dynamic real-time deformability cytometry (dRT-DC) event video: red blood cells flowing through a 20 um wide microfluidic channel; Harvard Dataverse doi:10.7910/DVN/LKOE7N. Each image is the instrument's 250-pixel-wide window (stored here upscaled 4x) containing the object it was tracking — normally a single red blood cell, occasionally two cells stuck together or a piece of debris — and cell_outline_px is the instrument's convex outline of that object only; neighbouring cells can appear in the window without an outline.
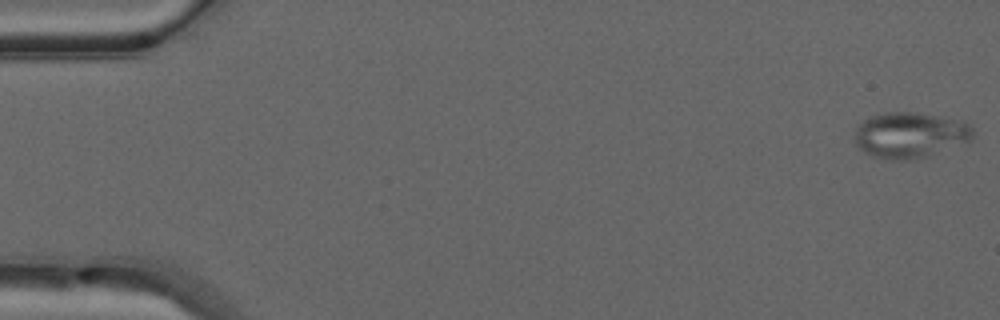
{"species": "common noctule bat (a hibernating species)", "species_latin": "Nyctalus noctula", "temperature_condition": "warm", "stored_images_in_passage": 50, "camera_frame_rate_fps": 3000, "um_per_image_px": 0.085, "animal": {"sex": "male", "forearm_length_mm": 52.5}, "frame": {"image": 1, "passage_image": 1, "time_ms": 0.0, "image_size_px": [1000, 320], "cell_outline_px": [[972, 140], [968, 144], [916, 160], [888, 160], [872, 156], [856, 148], [852, 140], [856, 128], [868, 116], [884, 112], [916, 112], [944, 116], [964, 120], [972, 124]], "centroid_in_image_um": [77.38, 11.49], "position_along_channel_um": 7.6, "area_um2": 32.89}}
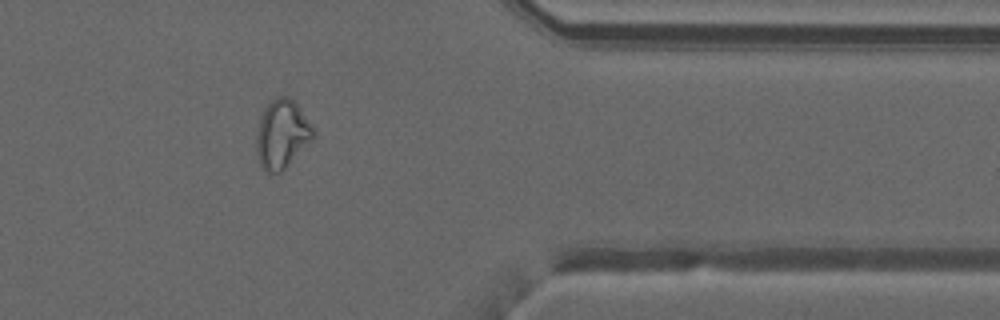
{"frame": {"image": 2, "passage_image": 41, "time_ms": 13.333, "image_size_px": [1000, 320], "cell_outline_px": [[316, 136], [280, 172], [264, 172], [260, 164], [256, 152], [256, 136], [260, 116], [264, 108], [276, 96], [288, 96], [300, 108], [312, 124], [316, 132]], "centroid_in_image_um": [23.96, 11.38], "position_along_channel_um": 387.4, "area_um2": 22.72}}
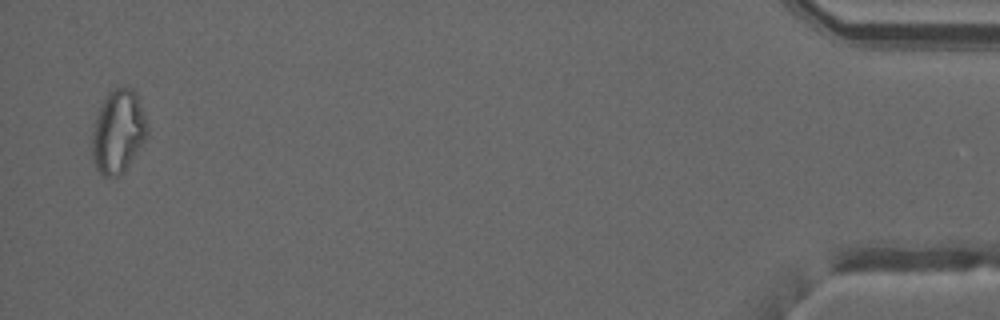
{"frame": {"image": 3, "passage_image": 49, "time_ms": 16.0, "image_size_px": [1000, 320], "cell_outline_px": [[148, 136], [124, 172], [120, 176], [104, 176], [96, 168], [92, 160], [92, 124], [108, 92], [112, 88], [132, 88], [136, 96], [148, 124]], "centroid_in_image_um": [10.03, 11.22], "position_along_channel_um": 425.2, "area_um2": 26.76}}